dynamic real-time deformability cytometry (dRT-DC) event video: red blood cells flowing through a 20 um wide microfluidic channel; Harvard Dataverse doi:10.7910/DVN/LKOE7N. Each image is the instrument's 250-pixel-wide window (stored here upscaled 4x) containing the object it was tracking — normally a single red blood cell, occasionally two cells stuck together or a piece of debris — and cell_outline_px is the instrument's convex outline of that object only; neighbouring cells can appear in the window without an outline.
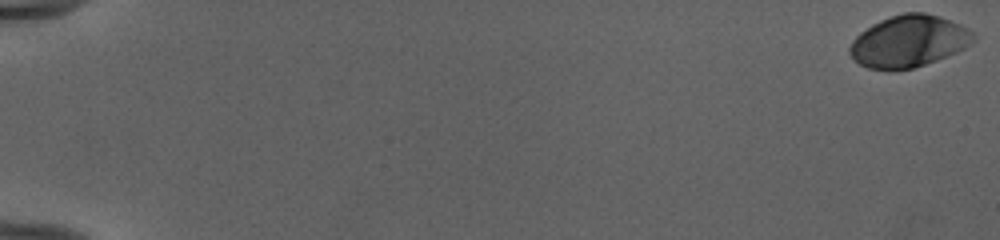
{"species": "human", "species_latin": "Homo sapiens", "temperature_condition": "cold", "stored_images_in_passage": 54, "camera_frame_rate_fps": 3000, "um_per_image_px": 0.085, "donor": {"sex": "female"}, "frame": {"image": 1, "passage_image": 1, "time_ms": 0.0, "image_size_px": [1000, 240], "cell_outline_px": [[976, 40], [972, 44], [956, 52], [936, 60], [912, 68], [888, 72], [868, 68], [860, 64], [848, 52], [848, 48], [852, 40], [860, 32], [872, 24], [880, 20], [904, 12], [924, 12], [940, 16], [960, 24], [972, 32], [976, 36]], "centroid_in_image_um": [77.23, 3.52], "position_along_channel_um": 7.8, "area_um2": 37.57}}
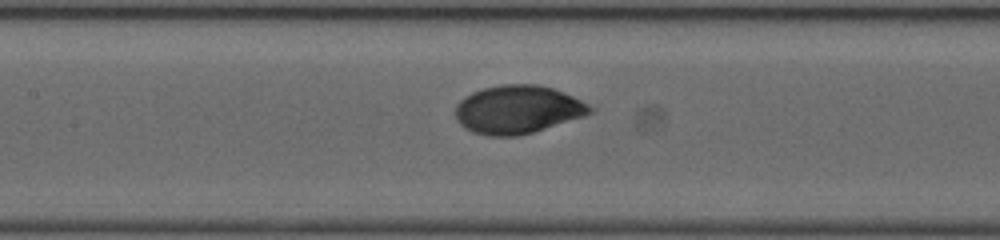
{"frame": {"image": 2, "passage_image": 28, "time_ms": 9.0, "image_size_px": [1000, 240], "cell_outline_px": [[596, 108], [592, 112], [584, 116], [532, 132], [516, 136], [488, 136], [472, 132], [464, 128], [456, 120], [456, 104], [464, 96], [472, 92], [484, 88], [504, 84], [536, 84], [552, 88], [564, 92]], "centroid_in_image_um": [43.98, 9.31], "position_along_channel_um": 163.4, "area_um2": 37.8}}
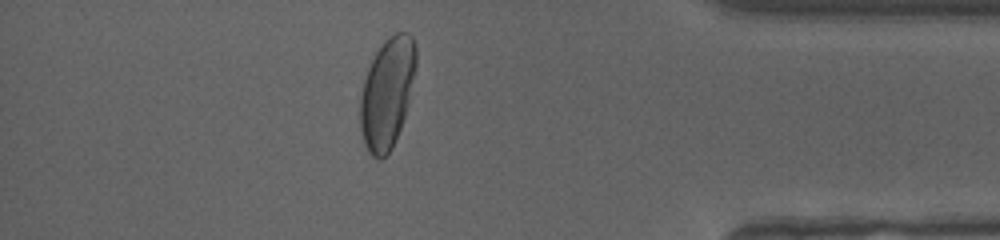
{"frame": {"image": 3, "passage_image": 48, "time_ms": 15.667, "image_size_px": [1000, 240], "cell_outline_px": [[416, 68], [404, 116], [400, 128], [392, 148], [380, 160], [372, 156], [368, 152], [364, 144], [360, 128], [360, 96], [364, 80], [368, 68], [376, 52], [396, 32], [408, 32], [412, 36], [416, 44]], "centroid_in_image_um": [32.9, 7.92], "position_along_channel_um": 402.3, "area_um2": 35.49}, "authors_computed_cell_mechanics": {"area_um2": 36.7608, "velocity_mm_per_s": 3.9802, "shape_relaxation_time_tau1_ms": 2.9504, "shape_relaxation_time_tau2_ms": null, "deformation_change_tau1": 0.153, "deformation_change_tau2": null}}